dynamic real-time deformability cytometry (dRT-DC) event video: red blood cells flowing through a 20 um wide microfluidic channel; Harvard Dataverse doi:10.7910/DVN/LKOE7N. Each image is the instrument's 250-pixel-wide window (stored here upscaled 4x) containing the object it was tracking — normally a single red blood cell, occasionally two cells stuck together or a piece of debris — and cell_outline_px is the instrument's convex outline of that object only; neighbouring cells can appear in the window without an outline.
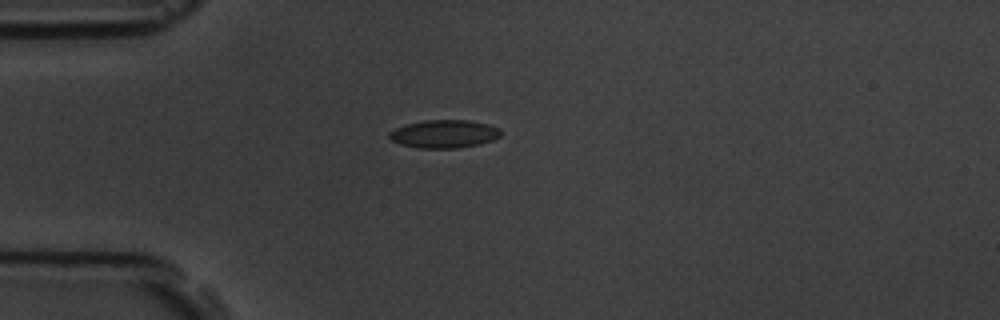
{"species": "common noctule bat (a hibernating species)", "species_latin": "Nyctalus noctula", "temperature_condition": "room temperature", "stored_images_in_passage": 1, "camera_frame_rate_fps": 3000, "um_per_image_px": 0.085, "animal": {"sex": "male", "body_mass_g": 19.5, "forearm_length_mm": 54.6}, "frame": {"image": 1, "passage_image": 1, "time_ms": 0.0, "image_size_px": [1000, 320], "cell_outline_px": [[500, 136], [492, 140], [480, 144], [456, 148], [416, 148], [400, 144], [392, 140], [388, 136], [388, 132], [404, 124], [424, 120], [468, 120], [488, 124], [500, 128]], "centroid_in_image_um": [37.73, 11.38], "position_along_channel_um": 47.3, "area_um2": 18.32}}